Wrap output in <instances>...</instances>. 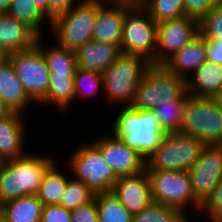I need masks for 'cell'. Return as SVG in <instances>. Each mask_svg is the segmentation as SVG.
Returning <instances> with one entry per match:
<instances>
[{"mask_svg": "<svg viewBox=\"0 0 222 222\" xmlns=\"http://www.w3.org/2000/svg\"><path fill=\"white\" fill-rule=\"evenodd\" d=\"M52 154L27 153L0 163V205L26 195H37L47 170L56 162Z\"/></svg>", "mask_w": 222, "mask_h": 222, "instance_id": "1", "label": "cell"}, {"mask_svg": "<svg viewBox=\"0 0 222 222\" xmlns=\"http://www.w3.org/2000/svg\"><path fill=\"white\" fill-rule=\"evenodd\" d=\"M112 121L111 134L120 138L129 148L145 159L159 146L165 136L153 110L123 106Z\"/></svg>", "mask_w": 222, "mask_h": 222, "instance_id": "2", "label": "cell"}, {"mask_svg": "<svg viewBox=\"0 0 222 222\" xmlns=\"http://www.w3.org/2000/svg\"><path fill=\"white\" fill-rule=\"evenodd\" d=\"M108 0H81L51 20L53 42L75 51L92 40L98 10ZM55 40V41H54Z\"/></svg>", "mask_w": 222, "mask_h": 222, "instance_id": "3", "label": "cell"}, {"mask_svg": "<svg viewBox=\"0 0 222 222\" xmlns=\"http://www.w3.org/2000/svg\"><path fill=\"white\" fill-rule=\"evenodd\" d=\"M157 25L138 0H124L122 53L156 64Z\"/></svg>", "mask_w": 222, "mask_h": 222, "instance_id": "4", "label": "cell"}, {"mask_svg": "<svg viewBox=\"0 0 222 222\" xmlns=\"http://www.w3.org/2000/svg\"><path fill=\"white\" fill-rule=\"evenodd\" d=\"M149 64L141 56L122 53L101 73L102 97L111 105L130 106L135 98L136 87Z\"/></svg>", "mask_w": 222, "mask_h": 222, "instance_id": "5", "label": "cell"}, {"mask_svg": "<svg viewBox=\"0 0 222 222\" xmlns=\"http://www.w3.org/2000/svg\"><path fill=\"white\" fill-rule=\"evenodd\" d=\"M186 91V80L164 64L150 63L136 87L132 108L153 110Z\"/></svg>", "mask_w": 222, "mask_h": 222, "instance_id": "6", "label": "cell"}, {"mask_svg": "<svg viewBox=\"0 0 222 222\" xmlns=\"http://www.w3.org/2000/svg\"><path fill=\"white\" fill-rule=\"evenodd\" d=\"M206 144L179 132L165 134L159 146L146 159L145 170L189 171Z\"/></svg>", "mask_w": 222, "mask_h": 222, "instance_id": "7", "label": "cell"}, {"mask_svg": "<svg viewBox=\"0 0 222 222\" xmlns=\"http://www.w3.org/2000/svg\"><path fill=\"white\" fill-rule=\"evenodd\" d=\"M81 144L67 157L66 168L69 169L65 170L69 171L72 178L84 182L94 194L110 192L119 177L92 142Z\"/></svg>", "mask_w": 222, "mask_h": 222, "instance_id": "8", "label": "cell"}, {"mask_svg": "<svg viewBox=\"0 0 222 222\" xmlns=\"http://www.w3.org/2000/svg\"><path fill=\"white\" fill-rule=\"evenodd\" d=\"M179 133L206 145L222 144V112L213 97L188 96Z\"/></svg>", "mask_w": 222, "mask_h": 222, "instance_id": "9", "label": "cell"}, {"mask_svg": "<svg viewBox=\"0 0 222 222\" xmlns=\"http://www.w3.org/2000/svg\"><path fill=\"white\" fill-rule=\"evenodd\" d=\"M146 171L154 202L179 209L188 215H190L188 211L191 210L188 207H194L193 210L200 212L201 204L194 197L188 171Z\"/></svg>", "mask_w": 222, "mask_h": 222, "instance_id": "10", "label": "cell"}, {"mask_svg": "<svg viewBox=\"0 0 222 222\" xmlns=\"http://www.w3.org/2000/svg\"><path fill=\"white\" fill-rule=\"evenodd\" d=\"M14 68L29 98L39 104L46 96L50 84V71L41 50L34 47L6 56Z\"/></svg>", "mask_w": 222, "mask_h": 222, "instance_id": "11", "label": "cell"}, {"mask_svg": "<svg viewBox=\"0 0 222 222\" xmlns=\"http://www.w3.org/2000/svg\"><path fill=\"white\" fill-rule=\"evenodd\" d=\"M199 34V20L191 16L166 20L157 25L156 64H164Z\"/></svg>", "mask_w": 222, "mask_h": 222, "instance_id": "12", "label": "cell"}, {"mask_svg": "<svg viewBox=\"0 0 222 222\" xmlns=\"http://www.w3.org/2000/svg\"><path fill=\"white\" fill-rule=\"evenodd\" d=\"M188 172L194 197L202 205L222 180V144L206 145Z\"/></svg>", "mask_w": 222, "mask_h": 222, "instance_id": "13", "label": "cell"}, {"mask_svg": "<svg viewBox=\"0 0 222 222\" xmlns=\"http://www.w3.org/2000/svg\"><path fill=\"white\" fill-rule=\"evenodd\" d=\"M91 142L101 151L103 159L118 177L137 175L145 171L146 159L117 136L107 133Z\"/></svg>", "mask_w": 222, "mask_h": 222, "instance_id": "14", "label": "cell"}, {"mask_svg": "<svg viewBox=\"0 0 222 222\" xmlns=\"http://www.w3.org/2000/svg\"><path fill=\"white\" fill-rule=\"evenodd\" d=\"M111 191L132 215L153 202L151 183L146 170L137 175L119 177Z\"/></svg>", "mask_w": 222, "mask_h": 222, "instance_id": "15", "label": "cell"}, {"mask_svg": "<svg viewBox=\"0 0 222 222\" xmlns=\"http://www.w3.org/2000/svg\"><path fill=\"white\" fill-rule=\"evenodd\" d=\"M21 113L12 112L7 116L0 118V160L17 159L27 152L25 143L26 118Z\"/></svg>", "mask_w": 222, "mask_h": 222, "instance_id": "16", "label": "cell"}, {"mask_svg": "<svg viewBox=\"0 0 222 222\" xmlns=\"http://www.w3.org/2000/svg\"><path fill=\"white\" fill-rule=\"evenodd\" d=\"M39 35L8 13H0V50L8 56L34 47Z\"/></svg>", "mask_w": 222, "mask_h": 222, "instance_id": "17", "label": "cell"}, {"mask_svg": "<svg viewBox=\"0 0 222 222\" xmlns=\"http://www.w3.org/2000/svg\"><path fill=\"white\" fill-rule=\"evenodd\" d=\"M124 24V0H108L99 10L92 40L113 43L121 48Z\"/></svg>", "mask_w": 222, "mask_h": 222, "instance_id": "18", "label": "cell"}, {"mask_svg": "<svg viewBox=\"0 0 222 222\" xmlns=\"http://www.w3.org/2000/svg\"><path fill=\"white\" fill-rule=\"evenodd\" d=\"M74 53L79 68L102 73L122 54V51L119 45L90 40Z\"/></svg>", "mask_w": 222, "mask_h": 222, "instance_id": "19", "label": "cell"}, {"mask_svg": "<svg viewBox=\"0 0 222 222\" xmlns=\"http://www.w3.org/2000/svg\"><path fill=\"white\" fill-rule=\"evenodd\" d=\"M207 61V42L199 33L195 39L171 56L164 65L179 77L187 80Z\"/></svg>", "mask_w": 222, "mask_h": 222, "instance_id": "20", "label": "cell"}, {"mask_svg": "<svg viewBox=\"0 0 222 222\" xmlns=\"http://www.w3.org/2000/svg\"><path fill=\"white\" fill-rule=\"evenodd\" d=\"M0 96L12 112L25 114L29 109L28 106L34 104L7 57L0 62Z\"/></svg>", "mask_w": 222, "mask_h": 222, "instance_id": "21", "label": "cell"}, {"mask_svg": "<svg viewBox=\"0 0 222 222\" xmlns=\"http://www.w3.org/2000/svg\"><path fill=\"white\" fill-rule=\"evenodd\" d=\"M189 95L198 97H215L222 91V66L204 62L186 80Z\"/></svg>", "mask_w": 222, "mask_h": 222, "instance_id": "22", "label": "cell"}, {"mask_svg": "<svg viewBox=\"0 0 222 222\" xmlns=\"http://www.w3.org/2000/svg\"><path fill=\"white\" fill-rule=\"evenodd\" d=\"M45 37L39 36L36 46L41 50L45 57L50 74L55 76H75L78 68L75 53L73 50L67 49L55 44L49 43L47 47L43 44Z\"/></svg>", "mask_w": 222, "mask_h": 222, "instance_id": "23", "label": "cell"}, {"mask_svg": "<svg viewBox=\"0 0 222 222\" xmlns=\"http://www.w3.org/2000/svg\"><path fill=\"white\" fill-rule=\"evenodd\" d=\"M43 203L37 195H26L0 205L5 222H41Z\"/></svg>", "mask_w": 222, "mask_h": 222, "instance_id": "24", "label": "cell"}, {"mask_svg": "<svg viewBox=\"0 0 222 222\" xmlns=\"http://www.w3.org/2000/svg\"><path fill=\"white\" fill-rule=\"evenodd\" d=\"M74 76H55L50 74V84L45 98L40 102L42 106H55L59 115H66L69 107L74 106ZM68 108V109H67ZM67 110V111H66Z\"/></svg>", "mask_w": 222, "mask_h": 222, "instance_id": "25", "label": "cell"}, {"mask_svg": "<svg viewBox=\"0 0 222 222\" xmlns=\"http://www.w3.org/2000/svg\"><path fill=\"white\" fill-rule=\"evenodd\" d=\"M68 176L71 175L59 169L57 161L47 170L37 194L43 205L60 204L67 180L70 178Z\"/></svg>", "mask_w": 222, "mask_h": 222, "instance_id": "26", "label": "cell"}, {"mask_svg": "<svg viewBox=\"0 0 222 222\" xmlns=\"http://www.w3.org/2000/svg\"><path fill=\"white\" fill-rule=\"evenodd\" d=\"M187 90L178 98L153 109L165 134L179 132L183 124V113L188 100Z\"/></svg>", "mask_w": 222, "mask_h": 222, "instance_id": "27", "label": "cell"}, {"mask_svg": "<svg viewBox=\"0 0 222 222\" xmlns=\"http://www.w3.org/2000/svg\"><path fill=\"white\" fill-rule=\"evenodd\" d=\"M8 14L31 27L39 36L44 34L43 25L51 21L40 11L32 0H10ZM45 22V23H44Z\"/></svg>", "mask_w": 222, "mask_h": 222, "instance_id": "28", "label": "cell"}, {"mask_svg": "<svg viewBox=\"0 0 222 222\" xmlns=\"http://www.w3.org/2000/svg\"><path fill=\"white\" fill-rule=\"evenodd\" d=\"M98 222H133V215L110 192L95 194Z\"/></svg>", "mask_w": 222, "mask_h": 222, "instance_id": "29", "label": "cell"}, {"mask_svg": "<svg viewBox=\"0 0 222 222\" xmlns=\"http://www.w3.org/2000/svg\"><path fill=\"white\" fill-rule=\"evenodd\" d=\"M190 216L185 212L152 202L139 213L133 215V222H191Z\"/></svg>", "mask_w": 222, "mask_h": 222, "instance_id": "30", "label": "cell"}, {"mask_svg": "<svg viewBox=\"0 0 222 222\" xmlns=\"http://www.w3.org/2000/svg\"><path fill=\"white\" fill-rule=\"evenodd\" d=\"M150 17L158 24L166 20L178 19L185 14L184 0H138Z\"/></svg>", "mask_w": 222, "mask_h": 222, "instance_id": "31", "label": "cell"}, {"mask_svg": "<svg viewBox=\"0 0 222 222\" xmlns=\"http://www.w3.org/2000/svg\"><path fill=\"white\" fill-rule=\"evenodd\" d=\"M99 89L103 91L102 74L78 67L74 76V102L99 95Z\"/></svg>", "mask_w": 222, "mask_h": 222, "instance_id": "32", "label": "cell"}, {"mask_svg": "<svg viewBox=\"0 0 222 222\" xmlns=\"http://www.w3.org/2000/svg\"><path fill=\"white\" fill-rule=\"evenodd\" d=\"M94 198L95 194L84 182L70 177L67 180L60 205L71 211L81 205L89 203Z\"/></svg>", "mask_w": 222, "mask_h": 222, "instance_id": "33", "label": "cell"}, {"mask_svg": "<svg viewBox=\"0 0 222 222\" xmlns=\"http://www.w3.org/2000/svg\"><path fill=\"white\" fill-rule=\"evenodd\" d=\"M199 33L206 40L222 42V2L199 20Z\"/></svg>", "mask_w": 222, "mask_h": 222, "instance_id": "34", "label": "cell"}, {"mask_svg": "<svg viewBox=\"0 0 222 222\" xmlns=\"http://www.w3.org/2000/svg\"><path fill=\"white\" fill-rule=\"evenodd\" d=\"M200 212L206 214L211 222H218L222 218V180L201 205Z\"/></svg>", "mask_w": 222, "mask_h": 222, "instance_id": "35", "label": "cell"}, {"mask_svg": "<svg viewBox=\"0 0 222 222\" xmlns=\"http://www.w3.org/2000/svg\"><path fill=\"white\" fill-rule=\"evenodd\" d=\"M221 2L222 0H184L185 14L200 20Z\"/></svg>", "mask_w": 222, "mask_h": 222, "instance_id": "36", "label": "cell"}, {"mask_svg": "<svg viewBox=\"0 0 222 222\" xmlns=\"http://www.w3.org/2000/svg\"><path fill=\"white\" fill-rule=\"evenodd\" d=\"M41 222H72L70 210L60 204L44 205Z\"/></svg>", "mask_w": 222, "mask_h": 222, "instance_id": "37", "label": "cell"}, {"mask_svg": "<svg viewBox=\"0 0 222 222\" xmlns=\"http://www.w3.org/2000/svg\"><path fill=\"white\" fill-rule=\"evenodd\" d=\"M72 222H98L96 198L70 211Z\"/></svg>", "mask_w": 222, "mask_h": 222, "instance_id": "38", "label": "cell"}, {"mask_svg": "<svg viewBox=\"0 0 222 222\" xmlns=\"http://www.w3.org/2000/svg\"><path fill=\"white\" fill-rule=\"evenodd\" d=\"M76 0H48V19L51 21L54 17L67 12L71 7L80 3Z\"/></svg>", "mask_w": 222, "mask_h": 222, "instance_id": "39", "label": "cell"}, {"mask_svg": "<svg viewBox=\"0 0 222 222\" xmlns=\"http://www.w3.org/2000/svg\"><path fill=\"white\" fill-rule=\"evenodd\" d=\"M207 61L222 66V42L220 40H206Z\"/></svg>", "mask_w": 222, "mask_h": 222, "instance_id": "40", "label": "cell"}, {"mask_svg": "<svg viewBox=\"0 0 222 222\" xmlns=\"http://www.w3.org/2000/svg\"><path fill=\"white\" fill-rule=\"evenodd\" d=\"M40 11L48 18V0H32Z\"/></svg>", "mask_w": 222, "mask_h": 222, "instance_id": "41", "label": "cell"}, {"mask_svg": "<svg viewBox=\"0 0 222 222\" xmlns=\"http://www.w3.org/2000/svg\"><path fill=\"white\" fill-rule=\"evenodd\" d=\"M10 113H12V111L8 108V106L5 104L4 100L0 96V118H3Z\"/></svg>", "mask_w": 222, "mask_h": 222, "instance_id": "42", "label": "cell"}, {"mask_svg": "<svg viewBox=\"0 0 222 222\" xmlns=\"http://www.w3.org/2000/svg\"><path fill=\"white\" fill-rule=\"evenodd\" d=\"M10 6V0H0V13H7Z\"/></svg>", "mask_w": 222, "mask_h": 222, "instance_id": "43", "label": "cell"}, {"mask_svg": "<svg viewBox=\"0 0 222 222\" xmlns=\"http://www.w3.org/2000/svg\"><path fill=\"white\" fill-rule=\"evenodd\" d=\"M214 100L216 101V103L218 104L219 109L222 112V91L219 92L215 97Z\"/></svg>", "mask_w": 222, "mask_h": 222, "instance_id": "44", "label": "cell"}, {"mask_svg": "<svg viewBox=\"0 0 222 222\" xmlns=\"http://www.w3.org/2000/svg\"><path fill=\"white\" fill-rule=\"evenodd\" d=\"M5 54L0 50V62L5 58Z\"/></svg>", "mask_w": 222, "mask_h": 222, "instance_id": "45", "label": "cell"}, {"mask_svg": "<svg viewBox=\"0 0 222 222\" xmlns=\"http://www.w3.org/2000/svg\"><path fill=\"white\" fill-rule=\"evenodd\" d=\"M0 222H5L1 212H0Z\"/></svg>", "mask_w": 222, "mask_h": 222, "instance_id": "46", "label": "cell"}]
</instances>
